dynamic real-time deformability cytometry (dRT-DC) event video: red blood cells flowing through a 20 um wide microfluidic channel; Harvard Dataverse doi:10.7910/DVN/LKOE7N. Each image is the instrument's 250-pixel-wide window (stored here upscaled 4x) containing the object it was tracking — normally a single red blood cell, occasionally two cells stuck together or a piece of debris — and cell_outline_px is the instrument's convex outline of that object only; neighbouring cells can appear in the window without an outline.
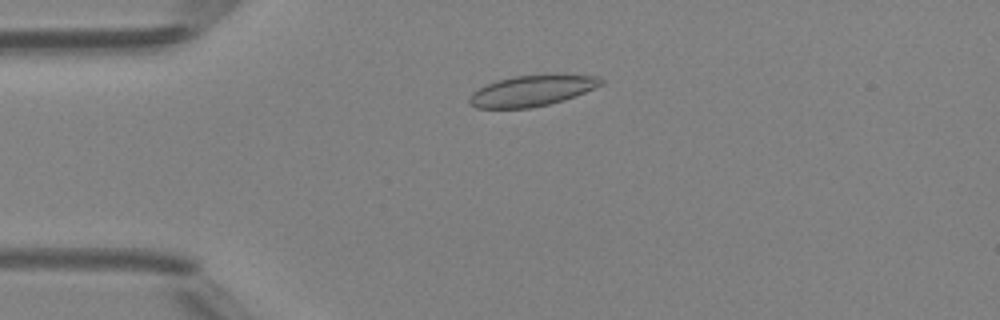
{"species": "Egyptian fruit bat (a non-hibernating species)", "species_latin": "Rousettus aegyptiacus", "temperature_condition": "room temperature", "stored_images_in_passage": 48, "camera_frame_rate_fps": 3000, "um_per_image_px": 0.085, "animal": {"sex": "female"}, "frame": {"image": 1, "passage_image": 11, "time_ms": 3.333, "image_size_px": [1000, 320], "cell_outline_px": [[604, 84], [576, 96], [564, 100], [532, 108], [476, 108], [468, 100], [472, 92], [496, 80], [512, 76], [544, 72], [556, 72], [600, 76], [604, 80]], "centroid_in_image_um": [45.32, 7.65], "position_along_channel_um": 39.7, "area_um2": 24.62}}
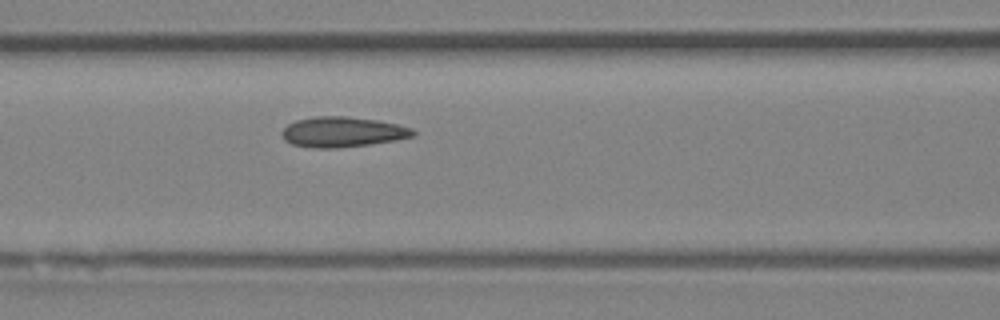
{"frame": {"image": 2, "passage_image": 20, "time_ms": 6.333, "image_size_px": [1000, 320], "cell_outline_px": [[416, 136], [396, 140], [368, 144], [336, 148], [312, 148], [292, 144], [284, 140], [280, 132], [288, 124], [296, 120], [316, 116], [348, 116], [376, 120], [396, 124], [412, 128], [416, 132]], "centroid_in_image_um": [29.1, 11.21], "position_along_channel_um": 137.5, "area_um2": 23.18}}
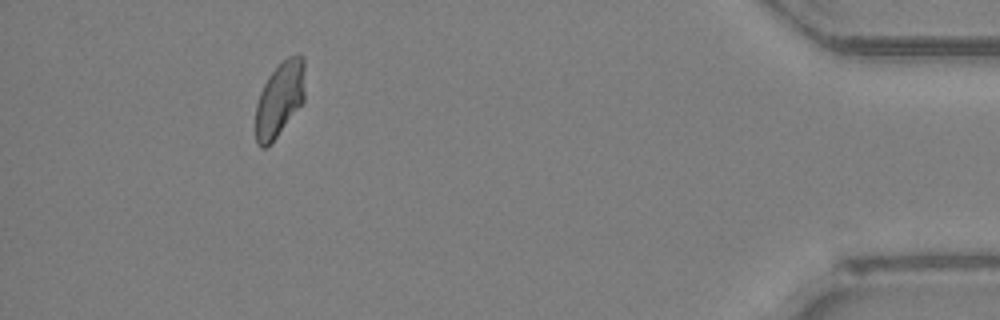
{"frame": {"image": 3, "passage_image": 44, "time_ms": 14.333, "image_size_px": [1000, 320], "cell_outline_px": [[304, 100], [276, 136], [264, 148], [260, 148], [256, 144], [256, 104], [260, 92], [268, 76], [288, 56], [300, 52], [304, 56]], "centroid_in_image_um": [23.77, 8.37], "position_along_channel_um": 411.4, "area_um2": 21.21}, "authors_computed_cell_mechanics": {"area_um2": 22.4264, "velocity_mm_per_s": 4.2012, "shape_relaxation_time_tau1_ms": 6.5444, "shape_relaxation_time_tau2_ms": 2.0982, "deformation_change_tau1": 0.1085, "deformation_change_tau2": 0.0553}}